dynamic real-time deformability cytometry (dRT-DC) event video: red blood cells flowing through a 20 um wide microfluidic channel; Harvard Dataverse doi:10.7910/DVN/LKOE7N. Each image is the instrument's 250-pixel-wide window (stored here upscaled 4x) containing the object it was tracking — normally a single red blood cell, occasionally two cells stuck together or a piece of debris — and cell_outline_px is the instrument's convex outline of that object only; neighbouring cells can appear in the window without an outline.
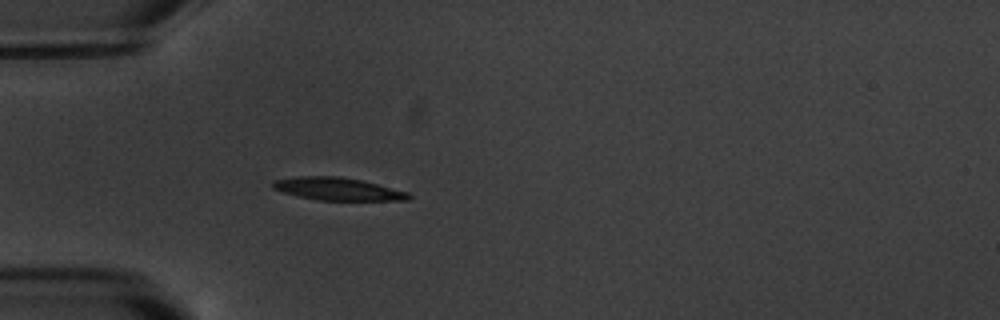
{"species": "common noctule bat (a hibernating species)", "species_latin": "Nyctalus noctula", "temperature_condition": "warm", "stored_images_in_passage": 5, "camera_frame_rate_fps": 3000, "um_per_image_px": 0.085, "animal": {"sex": "male", "body_mass_g": 20.1, "forearm_length_mm": 53.5}, "frame": {"image": 1, "passage_image": 5, "time_ms": 5.667, "image_size_px": [1000, 320], "cell_outline_px": [[412, 196], [408, 200], [316, 200], [296, 196], [272, 188], [272, 180], [300, 176], [340, 176], [364, 180], [408, 192]], "centroid_in_image_um": [28.7, 16.05], "position_along_channel_um": 56.3, "area_um2": 18.09}}